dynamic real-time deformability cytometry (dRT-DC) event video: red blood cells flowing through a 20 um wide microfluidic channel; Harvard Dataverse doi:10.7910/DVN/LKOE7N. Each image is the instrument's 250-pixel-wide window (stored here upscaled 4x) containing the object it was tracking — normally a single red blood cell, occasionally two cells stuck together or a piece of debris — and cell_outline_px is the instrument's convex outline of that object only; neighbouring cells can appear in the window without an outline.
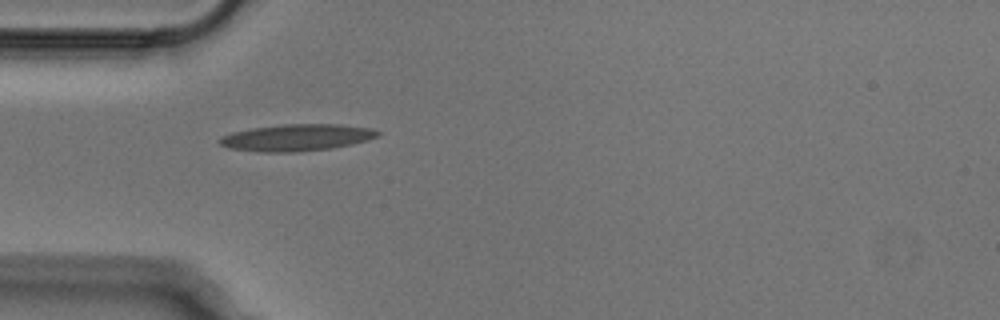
{"species": "Egyptian fruit bat (a non-hibernating species)", "species_latin": "Rousettus aegyptiacus", "temperature_condition": "cold", "stored_images_in_passage": 30, "camera_frame_rate_fps": 3000, "um_per_image_px": 0.085, "animal": {"sex": "male"}, "frame": {"image": 1, "passage_image": 1, "time_ms": 0.0, "image_size_px": [1000, 320], "cell_outline_px": [[380, 136], [368, 140], [352, 144], [332, 148], [296, 152], [260, 152], [228, 148], [220, 144], [216, 140], [220, 136], [232, 132], [252, 128], [280, 124], [340, 124], [372, 128], [380, 132]], "centroid_in_image_um": [25.21, 11.69], "position_along_channel_um": 59.8, "area_um2": 24.97}}
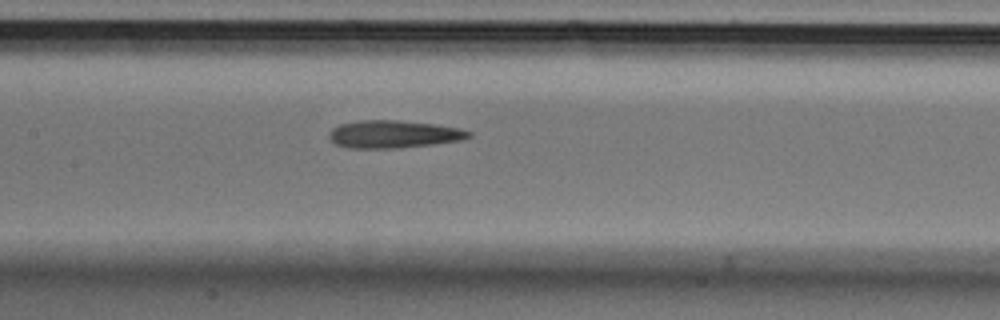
{"frame": {"image": 2, "passage_image": 10, "time_ms": 3.0, "image_size_px": [1000, 320], "cell_outline_px": [[472, 136], [460, 140], [432, 144], [396, 148], [348, 148], [336, 144], [328, 136], [328, 132], [332, 128], [340, 124], [360, 120], [396, 120], [432, 124], [460, 128], [472, 132]], "centroid_in_image_um": [33.43, 11.4], "position_along_channel_um": 174.0, "area_um2": 22.37}}
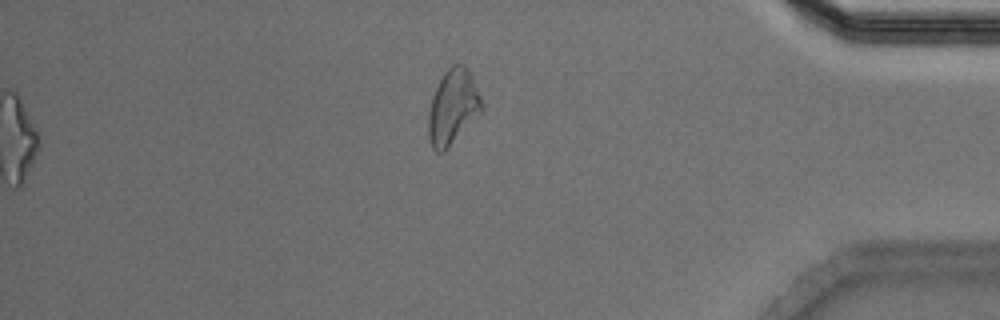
{"frame": {"image": 3, "passage_image": 30, "time_ms": 9.667, "image_size_px": [1000, 320], "cell_outline_px": [[484, 108], [448, 148], [444, 152], [436, 152], [432, 148], [428, 136], [428, 112], [432, 96], [444, 72], [452, 64], [464, 64], [480, 96]], "centroid_in_image_um": [38.46, 9.12], "position_along_channel_um": 396.7, "area_um2": 22.89}}